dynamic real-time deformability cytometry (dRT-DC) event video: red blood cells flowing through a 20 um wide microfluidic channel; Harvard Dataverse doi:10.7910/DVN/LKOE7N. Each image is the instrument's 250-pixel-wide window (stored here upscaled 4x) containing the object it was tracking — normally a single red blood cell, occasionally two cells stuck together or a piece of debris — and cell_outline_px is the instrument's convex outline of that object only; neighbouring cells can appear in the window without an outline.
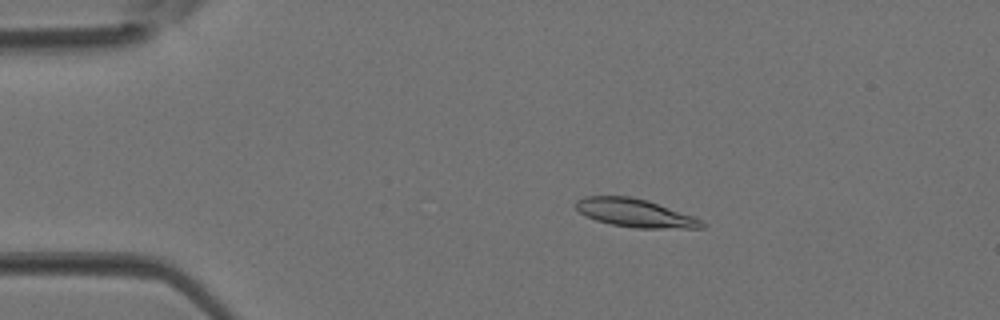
{"species": "Egyptian fruit bat (a non-hibernating species)", "species_latin": "Rousettus aegyptiacus", "temperature_condition": "room temperature", "stored_images_in_passage": 4, "camera_frame_rate_fps": 3000, "um_per_image_px": 0.085, "animal": {"sex": "female"}, "frame": {"image": 1, "passage_image": 2, "time_ms": 0.333, "image_size_px": [1000, 320], "cell_outline_px": [[708, 224], [704, 228], [636, 228], [612, 224], [596, 220], [580, 212], [572, 204], [576, 200], [584, 196], [632, 196], [648, 200], [692, 216]], "centroid_in_image_um": [53.96, 18.09], "position_along_channel_um": 31.0, "area_um2": 20.69}}